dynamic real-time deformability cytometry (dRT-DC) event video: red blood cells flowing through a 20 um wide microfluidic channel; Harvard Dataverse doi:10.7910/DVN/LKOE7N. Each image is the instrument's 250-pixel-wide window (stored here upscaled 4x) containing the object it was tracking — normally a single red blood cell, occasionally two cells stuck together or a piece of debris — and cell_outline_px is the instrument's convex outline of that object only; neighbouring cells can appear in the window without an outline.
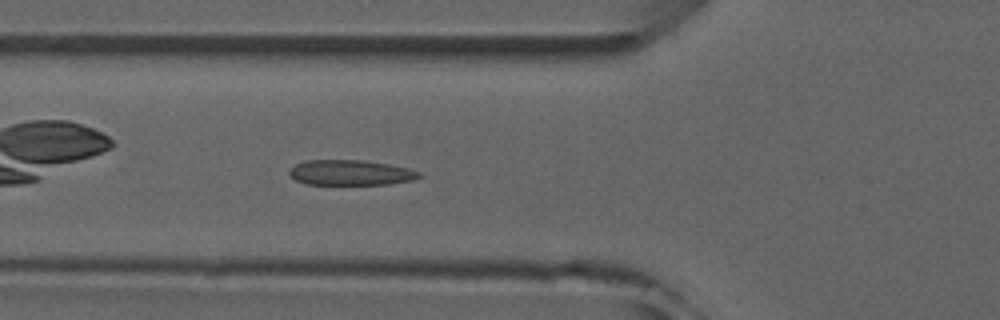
{"species": "common noctule bat (a hibernating species)", "species_latin": "Nyctalus noctula", "temperature_condition": "room temperature", "stored_images_in_passage": 6, "camera_frame_rate_fps": 3000, "um_per_image_px": 0.085, "animal": {"sex": "male", "forearm_length_mm": 52.5}, "frame": {"image": 1, "passage_image": 6, "time_ms": 5.667, "image_size_px": [1000, 320], "cell_outline_px": [[424, 176], [412, 180], [388, 184], [308, 184], [296, 180], [288, 172], [296, 164], [304, 160], [360, 160], [388, 164], [408, 168], [420, 172]], "centroid_in_image_um": [29.82, 14.67], "position_along_channel_um": 96.0, "area_um2": 18.96}}